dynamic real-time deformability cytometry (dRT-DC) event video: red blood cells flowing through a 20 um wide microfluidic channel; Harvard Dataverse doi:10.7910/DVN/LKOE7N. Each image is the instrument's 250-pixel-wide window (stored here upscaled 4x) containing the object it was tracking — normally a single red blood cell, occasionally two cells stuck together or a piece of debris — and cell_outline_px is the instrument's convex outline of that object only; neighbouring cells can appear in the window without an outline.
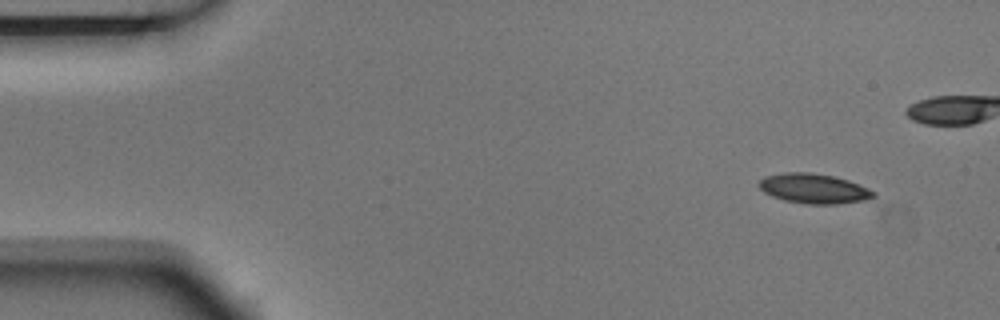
{"species": "Egyptian fruit bat (a non-hibernating species)", "species_latin": "Rousettus aegyptiacus", "temperature_condition": "room temperature", "stored_images_in_passage": 5, "camera_frame_rate_fps": 3000, "um_per_image_px": 0.085, "animal": {"sex": "male"}, "frame": {"image": 1, "passage_image": 1, "time_ms": 0.0, "image_size_px": [1000, 320], "cell_outline_px": [[876, 196], [864, 200], [836, 204], [808, 204], [784, 200], [772, 196], [764, 192], [756, 184], [764, 176], [784, 172], [812, 172], [836, 176], [848, 180], [868, 188], [876, 192]], "centroid_in_image_um": [69.16, 16.01], "position_along_channel_um": 15.8, "area_um2": 20.06}}